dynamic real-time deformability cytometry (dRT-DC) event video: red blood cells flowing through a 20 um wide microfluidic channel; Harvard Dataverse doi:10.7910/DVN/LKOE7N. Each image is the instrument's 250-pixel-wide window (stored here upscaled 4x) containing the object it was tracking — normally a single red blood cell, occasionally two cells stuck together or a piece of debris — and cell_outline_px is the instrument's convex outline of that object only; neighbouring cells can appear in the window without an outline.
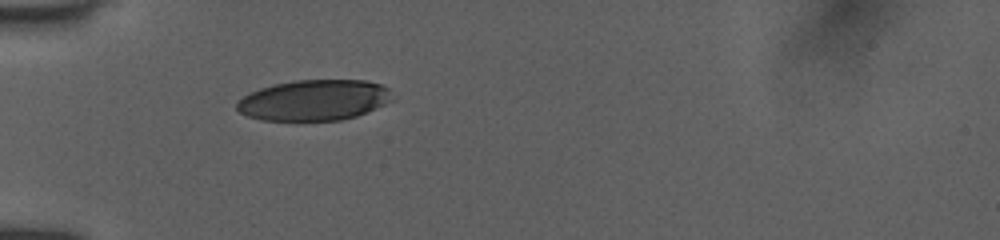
{"species": "human", "species_latin": "Homo sapiens", "temperature_condition": "room temperature", "stored_images_in_passage": 6, "camera_frame_rate_fps": 3000, "um_per_image_px": 0.085, "donor": {"sex": "female"}, "frame": {"image": 1, "passage_image": 1, "time_ms": 0.0, "image_size_px": [1000, 240], "cell_outline_px": [[396, 96], [392, 100], [376, 108], [356, 116], [340, 120], [296, 124], [260, 120], [248, 116], [240, 112], [236, 108], [236, 100], [260, 88], [272, 84], [296, 80], [364, 80], [380, 84], [388, 88]], "centroid_in_image_um": [26.66, 8.56], "position_along_channel_um": 58.3, "area_um2": 38.15}}
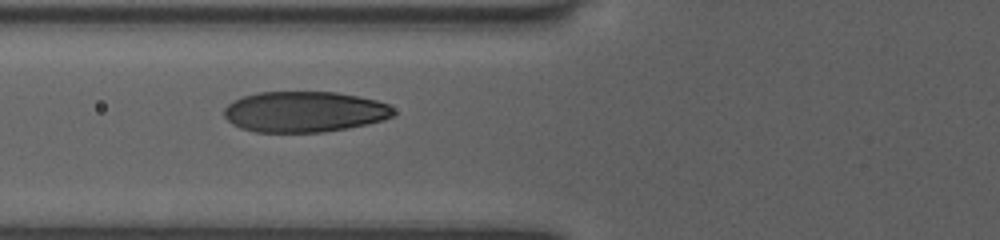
{"frame": {"image": 2, "passage_image": 3, "time_ms": 1.333, "image_size_px": [1000, 240], "cell_outline_px": [[396, 112], [392, 116], [384, 120], [348, 128], [324, 132], [256, 132], [240, 128], [232, 124], [224, 116], [224, 108], [232, 100], [244, 96], [260, 92], [336, 92], [376, 100], [388, 104]], "centroid_in_image_um": [25.86, 9.5], "position_along_channel_um": 99.9, "area_um2": 40.29}}
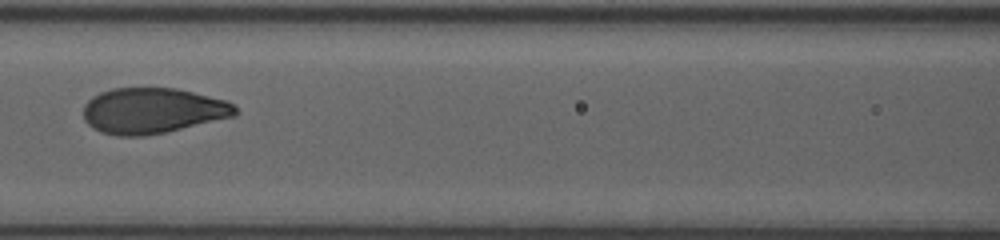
{"frame": {"image": 3, "passage_image": 5, "time_ms": 2.667, "image_size_px": [1000, 240], "cell_outline_px": [[236, 116], [164, 132], [144, 136], [116, 136], [100, 132], [92, 128], [84, 120], [84, 104], [92, 96], [100, 92], [112, 88], [176, 88], [224, 100], [232, 104], [236, 108]], "centroid_in_image_um": [12.91, 9.41], "position_along_channel_um": 153.7, "area_um2": 40.29}}